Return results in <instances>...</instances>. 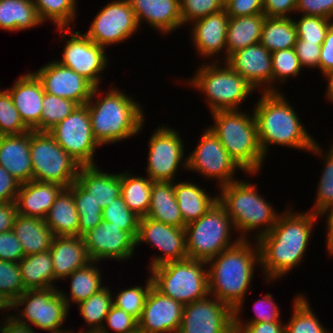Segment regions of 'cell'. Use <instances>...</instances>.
Here are the masks:
<instances>
[{"label": "cell", "instance_id": "6da1fadb", "mask_svg": "<svg viewBox=\"0 0 333 333\" xmlns=\"http://www.w3.org/2000/svg\"><path fill=\"white\" fill-rule=\"evenodd\" d=\"M280 214L272 229L256 240L260 268L268 283L282 279L299 266L311 241L315 222L321 219L311 211L297 213L290 208Z\"/></svg>", "mask_w": 333, "mask_h": 333}, {"label": "cell", "instance_id": "7a4b0ae2", "mask_svg": "<svg viewBox=\"0 0 333 333\" xmlns=\"http://www.w3.org/2000/svg\"><path fill=\"white\" fill-rule=\"evenodd\" d=\"M206 263L209 294L231 306L234 316H240L247 291H251L255 266L260 265L256 240L240 239Z\"/></svg>", "mask_w": 333, "mask_h": 333}, {"label": "cell", "instance_id": "3957f363", "mask_svg": "<svg viewBox=\"0 0 333 333\" xmlns=\"http://www.w3.org/2000/svg\"><path fill=\"white\" fill-rule=\"evenodd\" d=\"M99 88L94 87L86 103L92 133L98 144H114L142 132L145 122L142 105L117 87L108 89L105 95Z\"/></svg>", "mask_w": 333, "mask_h": 333}, {"label": "cell", "instance_id": "277c9868", "mask_svg": "<svg viewBox=\"0 0 333 333\" xmlns=\"http://www.w3.org/2000/svg\"><path fill=\"white\" fill-rule=\"evenodd\" d=\"M285 98L282 92L261 93L252 110L265 156L269 145L310 152L316 143L311 134L307 133L294 107Z\"/></svg>", "mask_w": 333, "mask_h": 333}, {"label": "cell", "instance_id": "5b68a950", "mask_svg": "<svg viewBox=\"0 0 333 333\" xmlns=\"http://www.w3.org/2000/svg\"><path fill=\"white\" fill-rule=\"evenodd\" d=\"M214 124L208 128L248 175H256L264 164L265 155L260 146L254 115L240 110L211 112Z\"/></svg>", "mask_w": 333, "mask_h": 333}, {"label": "cell", "instance_id": "8992f818", "mask_svg": "<svg viewBox=\"0 0 333 333\" xmlns=\"http://www.w3.org/2000/svg\"><path fill=\"white\" fill-rule=\"evenodd\" d=\"M256 187V184L237 179L218 190V202L230 216L240 239L250 238L248 233L256 230L252 240H257L272 229L280 215Z\"/></svg>", "mask_w": 333, "mask_h": 333}, {"label": "cell", "instance_id": "52a82bcc", "mask_svg": "<svg viewBox=\"0 0 333 333\" xmlns=\"http://www.w3.org/2000/svg\"><path fill=\"white\" fill-rule=\"evenodd\" d=\"M212 61L198 67L187 85L205 94L210 111L239 110L247 97L256 91L240 74L225 61ZM241 104V105H240Z\"/></svg>", "mask_w": 333, "mask_h": 333}, {"label": "cell", "instance_id": "ba28073f", "mask_svg": "<svg viewBox=\"0 0 333 333\" xmlns=\"http://www.w3.org/2000/svg\"><path fill=\"white\" fill-rule=\"evenodd\" d=\"M153 286L165 296L187 305L209 294L206 261L184 259L149 270Z\"/></svg>", "mask_w": 333, "mask_h": 333}, {"label": "cell", "instance_id": "9c48e42d", "mask_svg": "<svg viewBox=\"0 0 333 333\" xmlns=\"http://www.w3.org/2000/svg\"><path fill=\"white\" fill-rule=\"evenodd\" d=\"M184 230L188 258L194 260L207 262L240 240L237 237L231 241L234 225L218 200L202 217L186 224Z\"/></svg>", "mask_w": 333, "mask_h": 333}, {"label": "cell", "instance_id": "30bf717a", "mask_svg": "<svg viewBox=\"0 0 333 333\" xmlns=\"http://www.w3.org/2000/svg\"><path fill=\"white\" fill-rule=\"evenodd\" d=\"M32 180L58 183L65 188L77 178L80 165L49 134L30 131Z\"/></svg>", "mask_w": 333, "mask_h": 333}, {"label": "cell", "instance_id": "8fae6325", "mask_svg": "<svg viewBox=\"0 0 333 333\" xmlns=\"http://www.w3.org/2000/svg\"><path fill=\"white\" fill-rule=\"evenodd\" d=\"M14 309L25 306L16 316L19 322L28 323L50 333H70L63 329L64 321L69 315V308L58 288L25 290L15 301ZM62 328V329H61Z\"/></svg>", "mask_w": 333, "mask_h": 333}, {"label": "cell", "instance_id": "7c38bea8", "mask_svg": "<svg viewBox=\"0 0 333 333\" xmlns=\"http://www.w3.org/2000/svg\"><path fill=\"white\" fill-rule=\"evenodd\" d=\"M174 128L161 125L155 129L148 144L146 175L152 181L175 182L178 168L187 171L184 140ZM184 159V160H183ZM181 164V165H180Z\"/></svg>", "mask_w": 333, "mask_h": 333}, {"label": "cell", "instance_id": "4fadbf2b", "mask_svg": "<svg viewBox=\"0 0 333 333\" xmlns=\"http://www.w3.org/2000/svg\"><path fill=\"white\" fill-rule=\"evenodd\" d=\"M59 35L67 39L63 46L61 59L57 60L61 65L74 70L77 74L87 79L94 87H100L101 74L108 66L106 48L96 44L84 33L74 31L73 28H56ZM70 35L66 38L64 32ZM74 31V32H73Z\"/></svg>", "mask_w": 333, "mask_h": 333}, {"label": "cell", "instance_id": "5bb4252c", "mask_svg": "<svg viewBox=\"0 0 333 333\" xmlns=\"http://www.w3.org/2000/svg\"><path fill=\"white\" fill-rule=\"evenodd\" d=\"M49 134L80 166L97 165L95 152L101 147L93 136L87 105H78Z\"/></svg>", "mask_w": 333, "mask_h": 333}, {"label": "cell", "instance_id": "9a60e30c", "mask_svg": "<svg viewBox=\"0 0 333 333\" xmlns=\"http://www.w3.org/2000/svg\"><path fill=\"white\" fill-rule=\"evenodd\" d=\"M201 136L195 150L193 148L187 155V171H196L204 178L216 179L220 182L219 187L236 181V170H243L227 153L218 136L208 127Z\"/></svg>", "mask_w": 333, "mask_h": 333}, {"label": "cell", "instance_id": "2e32d148", "mask_svg": "<svg viewBox=\"0 0 333 333\" xmlns=\"http://www.w3.org/2000/svg\"><path fill=\"white\" fill-rule=\"evenodd\" d=\"M139 25L128 0H114L96 14L89 30L84 33L96 44L106 48L127 41Z\"/></svg>", "mask_w": 333, "mask_h": 333}, {"label": "cell", "instance_id": "e0dca14e", "mask_svg": "<svg viewBox=\"0 0 333 333\" xmlns=\"http://www.w3.org/2000/svg\"><path fill=\"white\" fill-rule=\"evenodd\" d=\"M178 333H235L234 309L208 294L184 305Z\"/></svg>", "mask_w": 333, "mask_h": 333}, {"label": "cell", "instance_id": "ac0fdd59", "mask_svg": "<svg viewBox=\"0 0 333 333\" xmlns=\"http://www.w3.org/2000/svg\"><path fill=\"white\" fill-rule=\"evenodd\" d=\"M142 242L162 252V255L152 257L148 266L149 270L167 262L188 258L184 228L155 221L147 216L141 217L136 246Z\"/></svg>", "mask_w": 333, "mask_h": 333}, {"label": "cell", "instance_id": "d6986e66", "mask_svg": "<svg viewBox=\"0 0 333 333\" xmlns=\"http://www.w3.org/2000/svg\"><path fill=\"white\" fill-rule=\"evenodd\" d=\"M91 261L129 260L134 254L136 239L113 223L102 221L82 236Z\"/></svg>", "mask_w": 333, "mask_h": 333}, {"label": "cell", "instance_id": "ffe728a7", "mask_svg": "<svg viewBox=\"0 0 333 333\" xmlns=\"http://www.w3.org/2000/svg\"><path fill=\"white\" fill-rule=\"evenodd\" d=\"M33 73L41 81L46 93L72 100L78 105L86 104L94 89L87 79L56 60L50 61Z\"/></svg>", "mask_w": 333, "mask_h": 333}, {"label": "cell", "instance_id": "44dd1931", "mask_svg": "<svg viewBox=\"0 0 333 333\" xmlns=\"http://www.w3.org/2000/svg\"><path fill=\"white\" fill-rule=\"evenodd\" d=\"M183 307L184 305L165 296L152 286L142 315L138 320V331L141 333H178Z\"/></svg>", "mask_w": 333, "mask_h": 333}, {"label": "cell", "instance_id": "7402d4cb", "mask_svg": "<svg viewBox=\"0 0 333 333\" xmlns=\"http://www.w3.org/2000/svg\"><path fill=\"white\" fill-rule=\"evenodd\" d=\"M255 89L262 93L273 92L272 56L260 43L233 53L225 61Z\"/></svg>", "mask_w": 333, "mask_h": 333}, {"label": "cell", "instance_id": "603a6c76", "mask_svg": "<svg viewBox=\"0 0 333 333\" xmlns=\"http://www.w3.org/2000/svg\"><path fill=\"white\" fill-rule=\"evenodd\" d=\"M9 91L23 123L31 130L41 132V113L44 89L33 72L17 78Z\"/></svg>", "mask_w": 333, "mask_h": 333}, {"label": "cell", "instance_id": "cb8c5ba5", "mask_svg": "<svg viewBox=\"0 0 333 333\" xmlns=\"http://www.w3.org/2000/svg\"><path fill=\"white\" fill-rule=\"evenodd\" d=\"M229 15L223 9L217 13L210 14L191 23V39L194 49L202 57H218V53L223 55L226 61V38Z\"/></svg>", "mask_w": 333, "mask_h": 333}, {"label": "cell", "instance_id": "d4e9b609", "mask_svg": "<svg viewBox=\"0 0 333 333\" xmlns=\"http://www.w3.org/2000/svg\"><path fill=\"white\" fill-rule=\"evenodd\" d=\"M139 27L148 23L152 29L165 35L183 27L179 0H128ZM141 23V24H140Z\"/></svg>", "mask_w": 333, "mask_h": 333}, {"label": "cell", "instance_id": "484cf974", "mask_svg": "<svg viewBox=\"0 0 333 333\" xmlns=\"http://www.w3.org/2000/svg\"><path fill=\"white\" fill-rule=\"evenodd\" d=\"M0 166L20 184L32 180L30 131L20 135L0 136Z\"/></svg>", "mask_w": 333, "mask_h": 333}, {"label": "cell", "instance_id": "4316f807", "mask_svg": "<svg viewBox=\"0 0 333 333\" xmlns=\"http://www.w3.org/2000/svg\"><path fill=\"white\" fill-rule=\"evenodd\" d=\"M65 187L58 183L31 180L20 184L15 204L17 213L27 217L45 219L59 193Z\"/></svg>", "mask_w": 333, "mask_h": 333}, {"label": "cell", "instance_id": "83f0119b", "mask_svg": "<svg viewBox=\"0 0 333 333\" xmlns=\"http://www.w3.org/2000/svg\"><path fill=\"white\" fill-rule=\"evenodd\" d=\"M55 280H64L91 262L85 242L79 236H55L50 247Z\"/></svg>", "mask_w": 333, "mask_h": 333}, {"label": "cell", "instance_id": "f1b7e54d", "mask_svg": "<svg viewBox=\"0 0 333 333\" xmlns=\"http://www.w3.org/2000/svg\"><path fill=\"white\" fill-rule=\"evenodd\" d=\"M76 182L104 209L121 195V172H104L96 165L81 166Z\"/></svg>", "mask_w": 333, "mask_h": 333}, {"label": "cell", "instance_id": "f546056e", "mask_svg": "<svg viewBox=\"0 0 333 333\" xmlns=\"http://www.w3.org/2000/svg\"><path fill=\"white\" fill-rule=\"evenodd\" d=\"M12 231L20 241L25 256L50 250L54 233L38 217H27L17 214Z\"/></svg>", "mask_w": 333, "mask_h": 333}, {"label": "cell", "instance_id": "4dcf8cb0", "mask_svg": "<svg viewBox=\"0 0 333 333\" xmlns=\"http://www.w3.org/2000/svg\"><path fill=\"white\" fill-rule=\"evenodd\" d=\"M147 217L179 228L186 226L177 204L174 182L153 181Z\"/></svg>", "mask_w": 333, "mask_h": 333}, {"label": "cell", "instance_id": "1f68e13d", "mask_svg": "<svg viewBox=\"0 0 333 333\" xmlns=\"http://www.w3.org/2000/svg\"><path fill=\"white\" fill-rule=\"evenodd\" d=\"M266 15L264 13L229 17L226 38V60L236 51L260 42Z\"/></svg>", "mask_w": 333, "mask_h": 333}, {"label": "cell", "instance_id": "d6a6232c", "mask_svg": "<svg viewBox=\"0 0 333 333\" xmlns=\"http://www.w3.org/2000/svg\"><path fill=\"white\" fill-rule=\"evenodd\" d=\"M44 221L55 236H78L79 214L69 188L59 193Z\"/></svg>", "mask_w": 333, "mask_h": 333}, {"label": "cell", "instance_id": "836d02e7", "mask_svg": "<svg viewBox=\"0 0 333 333\" xmlns=\"http://www.w3.org/2000/svg\"><path fill=\"white\" fill-rule=\"evenodd\" d=\"M174 192L185 224L198 220L218 200L217 195H210L196 183L188 181L174 182Z\"/></svg>", "mask_w": 333, "mask_h": 333}, {"label": "cell", "instance_id": "e575fe53", "mask_svg": "<svg viewBox=\"0 0 333 333\" xmlns=\"http://www.w3.org/2000/svg\"><path fill=\"white\" fill-rule=\"evenodd\" d=\"M18 264L26 290L58 288L55 285L56 280L50 250L25 256Z\"/></svg>", "mask_w": 333, "mask_h": 333}, {"label": "cell", "instance_id": "d590c367", "mask_svg": "<svg viewBox=\"0 0 333 333\" xmlns=\"http://www.w3.org/2000/svg\"><path fill=\"white\" fill-rule=\"evenodd\" d=\"M42 24L32 0H0V29L24 31Z\"/></svg>", "mask_w": 333, "mask_h": 333}, {"label": "cell", "instance_id": "8d00e7d4", "mask_svg": "<svg viewBox=\"0 0 333 333\" xmlns=\"http://www.w3.org/2000/svg\"><path fill=\"white\" fill-rule=\"evenodd\" d=\"M98 262L91 261L86 266L75 270L68 277L70 278V296L65 291H60L61 296L66 301L67 307L70 308L71 303L79 304L94 295L105 287L102 285L101 269L98 268ZM64 292V293H63ZM66 293V294H65ZM72 301V302H71Z\"/></svg>", "mask_w": 333, "mask_h": 333}, {"label": "cell", "instance_id": "74e56055", "mask_svg": "<svg viewBox=\"0 0 333 333\" xmlns=\"http://www.w3.org/2000/svg\"><path fill=\"white\" fill-rule=\"evenodd\" d=\"M296 40L297 28L292 17H266L259 43L268 51L294 48Z\"/></svg>", "mask_w": 333, "mask_h": 333}, {"label": "cell", "instance_id": "f35d334b", "mask_svg": "<svg viewBox=\"0 0 333 333\" xmlns=\"http://www.w3.org/2000/svg\"><path fill=\"white\" fill-rule=\"evenodd\" d=\"M153 181L129 171L121 172V196L127 207L138 217L147 216Z\"/></svg>", "mask_w": 333, "mask_h": 333}, {"label": "cell", "instance_id": "ab89813d", "mask_svg": "<svg viewBox=\"0 0 333 333\" xmlns=\"http://www.w3.org/2000/svg\"><path fill=\"white\" fill-rule=\"evenodd\" d=\"M317 143H315L310 152L320 157L322 156V159L325 158V164L318 182L314 207L310 211L323 217L326 212L333 208V143L327 151V155L323 154L325 152H323L322 146Z\"/></svg>", "mask_w": 333, "mask_h": 333}, {"label": "cell", "instance_id": "60d3db41", "mask_svg": "<svg viewBox=\"0 0 333 333\" xmlns=\"http://www.w3.org/2000/svg\"><path fill=\"white\" fill-rule=\"evenodd\" d=\"M293 313L285 324V333H333L327 330L318 320L309 301L303 294L293 299Z\"/></svg>", "mask_w": 333, "mask_h": 333}, {"label": "cell", "instance_id": "b9f144b4", "mask_svg": "<svg viewBox=\"0 0 333 333\" xmlns=\"http://www.w3.org/2000/svg\"><path fill=\"white\" fill-rule=\"evenodd\" d=\"M73 194L75 207L79 214L78 236L82 237L103 221L102 208L91 194L86 192L76 181L68 187Z\"/></svg>", "mask_w": 333, "mask_h": 333}, {"label": "cell", "instance_id": "7bdbcfd3", "mask_svg": "<svg viewBox=\"0 0 333 333\" xmlns=\"http://www.w3.org/2000/svg\"><path fill=\"white\" fill-rule=\"evenodd\" d=\"M43 23L48 19L56 28H69L76 19L77 0H32Z\"/></svg>", "mask_w": 333, "mask_h": 333}, {"label": "cell", "instance_id": "ee69618b", "mask_svg": "<svg viewBox=\"0 0 333 333\" xmlns=\"http://www.w3.org/2000/svg\"><path fill=\"white\" fill-rule=\"evenodd\" d=\"M108 288L106 285L77 305L83 320L89 326L88 330H101L104 325L106 315L113 305V293Z\"/></svg>", "mask_w": 333, "mask_h": 333}, {"label": "cell", "instance_id": "f6af8a7d", "mask_svg": "<svg viewBox=\"0 0 333 333\" xmlns=\"http://www.w3.org/2000/svg\"><path fill=\"white\" fill-rule=\"evenodd\" d=\"M41 113V132H48L68 117L78 106L72 100L44 92Z\"/></svg>", "mask_w": 333, "mask_h": 333}, {"label": "cell", "instance_id": "bcb514c9", "mask_svg": "<svg viewBox=\"0 0 333 333\" xmlns=\"http://www.w3.org/2000/svg\"><path fill=\"white\" fill-rule=\"evenodd\" d=\"M152 286L153 281L149 275L145 286H131L130 288L123 289L119 293H116L117 296L115 295V297L112 298L113 305L139 320Z\"/></svg>", "mask_w": 333, "mask_h": 333}, {"label": "cell", "instance_id": "7dc6e473", "mask_svg": "<svg viewBox=\"0 0 333 333\" xmlns=\"http://www.w3.org/2000/svg\"><path fill=\"white\" fill-rule=\"evenodd\" d=\"M102 217L137 238L140 217L127 207L121 195L102 209Z\"/></svg>", "mask_w": 333, "mask_h": 333}, {"label": "cell", "instance_id": "c3c4849f", "mask_svg": "<svg viewBox=\"0 0 333 333\" xmlns=\"http://www.w3.org/2000/svg\"><path fill=\"white\" fill-rule=\"evenodd\" d=\"M273 71V92H279L274 82H283L290 77L299 76L302 67L294 48L277 50L271 53Z\"/></svg>", "mask_w": 333, "mask_h": 333}, {"label": "cell", "instance_id": "681fc988", "mask_svg": "<svg viewBox=\"0 0 333 333\" xmlns=\"http://www.w3.org/2000/svg\"><path fill=\"white\" fill-rule=\"evenodd\" d=\"M31 131L22 121L7 89H0V136L20 135Z\"/></svg>", "mask_w": 333, "mask_h": 333}, {"label": "cell", "instance_id": "f907efd6", "mask_svg": "<svg viewBox=\"0 0 333 333\" xmlns=\"http://www.w3.org/2000/svg\"><path fill=\"white\" fill-rule=\"evenodd\" d=\"M301 16L299 20H294L297 28V38L305 42L322 44L327 31L333 25V21L320 16Z\"/></svg>", "mask_w": 333, "mask_h": 333}, {"label": "cell", "instance_id": "816d5d0a", "mask_svg": "<svg viewBox=\"0 0 333 333\" xmlns=\"http://www.w3.org/2000/svg\"><path fill=\"white\" fill-rule=\"evenodd\" d=\"M183 25L224 9L221 0H179Z\"/></svg>", "mask_w": 333, "mask_h": 333}, {"label": "cell", "instance_id": "f5cc1de1", "mask_svg": "<svg viewBox=\"0 0 333 333\" xmlns=\"http://www.w3.org/2000/svg\"><path fill=\"white\" fill-rule=\"evenodd\" d=\"M25 290L19 264L0 260V292L14 302Z\"/></svg>", "mask_w": 333, "mask_h": 333}, {"label": "cell", "instance_id": "db71d44e", "mask_svg": "<svg viewBox=\"0 0 333 333\" xmlns=\"http://www.w3.org/2000/svg\"><path fill=\"white\" fill-rule=\"evenodd\" d=\"M255 317L249 319L247 322L241 320L239 316H234V324H256L259 322H282L280 318V309L273 296L269 293L265 294L263 298L258 299L254 303Z\"/></svg>", "mask_w": 333, "mask_h": 333}, {"label": "cell", "instance_id": "11a10c76", "mask_svg": "<svg viewBox=\"0 0 333 333\" xmlns=\"http://www.w3.org/2000/svg\"><path fill=\"white\" fill-rule=\"evenodd\" d=\"M104 324L101 329L103 333H112L111 330H114L116 333H135L138 331V320L114 305L111 306L106 315ZM109 328H111V330H109Z\"/></svg>", "mask_w": 333, "mask_h": 333}, {"label": "cell", "instance_id": "9f6ffc18", "mask_svg": "<svg viewBox=\"0 0 333 333\" xmlns=\"http://www.w3.org/2000/svg\"><path fill=\"white\" fill-rule=\"evenodd\" d=\"M25 257L20 241L12 230L0 233V260L18 263Z\"/></svg>", "mask_w": 333, "mask_h": 333}, {"label": "cell", "instance_id": "6f0895ef", "mask_svg": "<svg viewBox=\"0 0 333 333\" xmlns=\"http://www.w3.org/2000/svg\"><path fill=\"white\" fill-rule=\"evenodd\" d=\"M294 50L299 59L302 68H319V60L321 55V44L305 42L297 38Z\"/></svg>", "mask_w": 333, "mask_h": 333}, {"label": "cell", "instance_id": "680465c9", "mask_svg": "<svg viewBox=\"0 0 333 333\" xmlns=\"http://www.w3.org/2000/svg\"><path fill=\"white\" fill-rule=\"evenodd\" d=\"M295 13L333 20V0H297Z\"/></svg>", "mask_w": 333, "mask_h": 333}, {"label": "cell", "instance_id": "91938a15", "mask_svg": "<svg viewBox=\"0 0 333 333\" xmlns=\"http://www.w3.org/2000/svg\"><path fill=\"white\" fill-rule=\"evenodd\" d=\"M229 17H241L263 13V0H229L224 4Z\"/></svg>", "mask_w": 333, "mask_h": 333}, {"label": "cell", "instance_id": "94428289", "mask_svg": "<svg viewBox=\"0 0 333 333\" xmlns=\"http://www.w3.org/2000/svg\"><path fill=\"white\" fill-rule=\"evenodd\" d=\"M297 0H263L266 17H291L296 11Z\"/></svg>", "mask_w": 333, "mask_h": 333}, {"label": "cell", "instance_id": "6125c7cd", "mask_svg": "<svg viewBox=\"0 0 333 333\" xmlns=\"http://www.w3.org/2000/svg\"><path fill=\"white\" fill-rule=\"evenodd\" d=\"M20 183L0 166V203L15 202Z\"/></svg>", "mask_w": 333, "mask_h": 333}, {"label": "cell", "instance_id": "be15d7a7", "mask_svg": "<svg viewBox=\"0 0 333 333\" xmlns=\"http://www.w3.org/2000/svg\"><path fill=\"white\" fill-rule=\"evenodd\" d=\"M235 333H285L284 322L234 324Z\"/></svg>", "mask_w": 333, "mask_h": 333}, {"label": "cell", "instance_id": "e7e4bbea", "mask_svg": "<svg viewBox=\"0 0 333 333\" xmlns=\"http://www.w3.org/2000/svg\"><path fill=\"white\" fill-rule=\"evenodd\" d=\"M319 69L323 75L333 69V25L327 31L325 40L321 44Z\"/></svg>", "mask_w": 333, "mask_h": 333}, {"label": "cell", "instance_id": "03108f58", "mask_svg": "<svg viewBox=\"0 0 333 333\" xmlns=\"http://www.w3.org/2000/svg\"><path fill=\"white\" fill-rule=\"evenodd\" d=\"M17 214L15 202L0 203V233L12 230Z\"/></svg>", "mask_w": 333, "mask_h": 333}, {"label": "cell", "instance_id": "003e7915", "mask_svg": "<svg viewBox=\"0 0 333 333\" xmlns=\"http://www.w3.org/2000/svg\"><path fill=\"white\" fill-rule=\"evenodd\" d=\"M5 321H2V325L0 326V333H34L35 330L31 327V325L23 324L19 322L13 314L10 316H5L2 318ZM4 322V323H3ZM3 326V327H2Z\"/></svg>", "mask_w": 333, "mask_h": 333}, {"label": "cell", "instance_id": "a7ac6f4b", "mask_svg": "<svg viewBox=\"0 0 333 333\" xmlns=\"http://www.w3.org/2000/svg\"><path fill=\"white\" fill-rule=\"evenodd\" d=\"M326 219V226H327V235H326V248L327 251L330 255L333 256V208L331 210H329L328 212H326L323 215Z\"/></svg>", "mask_w": 333, "mask_h": 333}, {"label": "cell", "instance_id": "89a4df30", "mask_svg": "<svg viewBox=\"0 0 333 333\" xmlns=\"http://www.w3.org/2000/svg\"><path fill=\"white\" fill-rule=\"evenodd\" d=\"M328 80L327 93L325 94L329 101L333 103V69L323 75Z\"/></svg>", "mask_w": 333, "mask_h": 333}, {"label": "cell", "instance_id": "2644e50d", "mask_svg": "<svg viewBox=\"0 0 333 333\" xmlns=\"http://www.w3.org/2000/svg\"><path fill=\"white\" fill-rule=\"evenodd\" d=\"M13 304L14 302L9 297L0 292V310L1 309L2 310L4 309L6 311L7 309L12 310L14 308Z\"/></svg>", "mask_w": 333, "mask_h": 333}, {"label": "cell", "instance_id": "8c879c8a", "mask_svg": "<svg viewBox=\"0 0 333 333\" xmlns=\"http://www.w3.org/2000/svg\"><path fill=\"white\" fill-rule=\"evenodd\" d=\"M70 333H74V331L71 330ZM75 333H76V332H75ZM77 333H103V332H102L101 330H85V331H84V328H83V329H81V330H78Z\"/></svg>", "mask_w": 333, "mask_h": 333}, {"label": "cell", "instance_id": "753ad0ef", "mask_svg": "<svg viewBox=\"0 0 333 333\" xmlns=\"http://www.w3.org/2000/svg\"><path fill=\"white\" fill-rule=\"evenodd\" d=\"M224 4L226 3V2H228L229 0H221Z\"/></svg>", "mask_w": 333, "mask_h": 333}]
</instances>
